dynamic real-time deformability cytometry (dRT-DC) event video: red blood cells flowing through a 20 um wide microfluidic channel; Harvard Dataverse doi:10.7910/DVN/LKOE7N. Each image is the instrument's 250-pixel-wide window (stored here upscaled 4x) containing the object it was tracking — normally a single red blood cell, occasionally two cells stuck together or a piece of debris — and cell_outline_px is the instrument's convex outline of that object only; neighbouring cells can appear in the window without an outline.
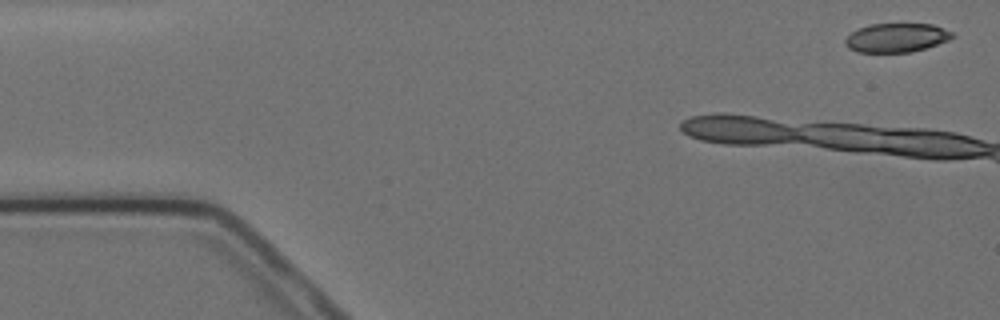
{"species": "Egyptian fruit bat (a non-hibernating species)", "species_latin": "Rousettus aegyptiacus", "temperature_condition": "cold", "stored_images_in_passage": 3, "camera_frame_rate_fps": 3000, "um_per_image_px": 0.085, "animal": {"sex": "female"}, "frame": {"image": 1, "passage_image": 1, "time_ms": 0.0, "image_size_px": [1000, 320], "cell_outline_px": [[956, 36], [948, 40], [912, 52], [856, 52], [848, 48], [844, 44], [844, 40], [852, 32], [860, 28], [872, 24], [932, 24], [952, 32]], "centroid_in_image_um": [76.18, 3.21], "position_along_channel_um": 8.8, "area_um2": 17.92}}